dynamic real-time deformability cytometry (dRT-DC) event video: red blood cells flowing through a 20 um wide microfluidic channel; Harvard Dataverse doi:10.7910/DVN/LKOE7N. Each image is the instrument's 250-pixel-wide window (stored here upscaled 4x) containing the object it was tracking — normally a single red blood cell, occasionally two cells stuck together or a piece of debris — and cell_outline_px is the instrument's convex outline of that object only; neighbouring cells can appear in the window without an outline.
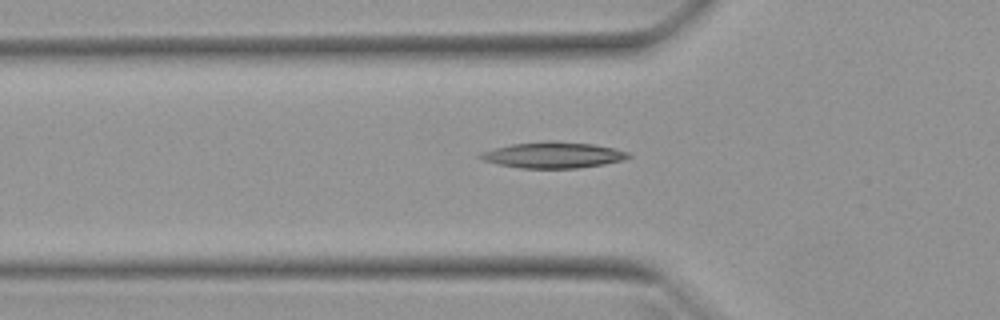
{"species": "Egyptian fruit bat (a non-hibernating species)", "species_latin": "Rousettus aegyptiacus", "temperature_condition": "warm", "stored_images_in_passage": 33, "camera_frame_rate_fps": 3000, "um_per_image_px": 0.085, "animal": {"sex": "female"}, "frame": {"image": 1, "passage_image": 5, "time_ms": 1.333, "image_size_px": [1000, 320], "cell_outline_px": [[632, 156], [624, 160], [604, 164], [576, 168], [520, 168], [496, 164], [484, 160], [476, 156], [480, 152], [512, 144], [552, 140], [592, 144], [612, 148], [628, 152]], "centroid_in_image_um": [47.0, 13.18], "position_along_channel_um": 78.8, "area_um2": 22.43}}
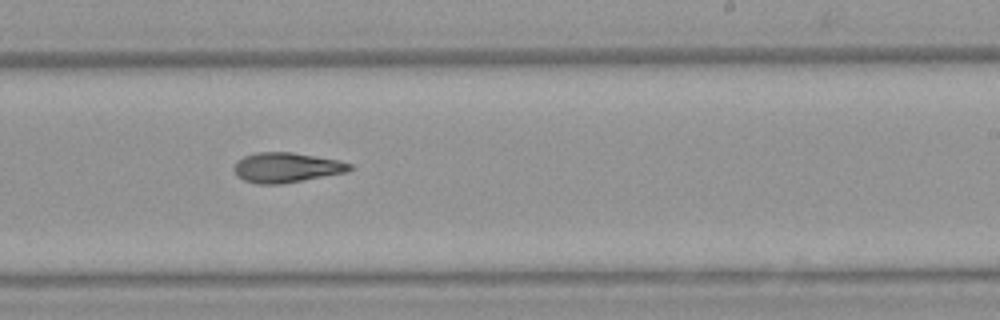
{"frame": {"image": 2, "passage_image": 19, "time_ms": 6.0, "image_size_px": [1000, 320], "cell_outline_px": [[352, 168], [344, 172], [280, 184], [256, 184], [244, 180], [236, 176], [232, 168], [236, 160], [244, 156], [256, 152], [292, 152], [340, 160], [352, 164]], "centroid_in_image_um": [24.27, 14.23], "position_along_channel_um": 264.7, "area_um2": 20.17}}
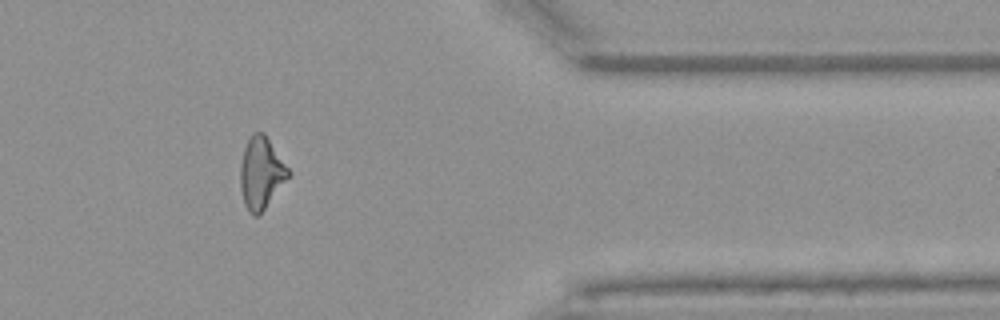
{"frame": {"image": 3, "passage_image": 30, "time_ms": 9.667, "image_size_px": [1000, 320], "cell_outline_px": [[292, 172], [264, 208], [256, 216], [252, 216], [248, 212], [244, 204], [240, 188], [240, 164], [244, 148], [252, 132], [264, 132]], "centroid_in_image_um": [22.18, 14.68], "position_along_channel_um": 389.2, "area_um2": 20.0}}